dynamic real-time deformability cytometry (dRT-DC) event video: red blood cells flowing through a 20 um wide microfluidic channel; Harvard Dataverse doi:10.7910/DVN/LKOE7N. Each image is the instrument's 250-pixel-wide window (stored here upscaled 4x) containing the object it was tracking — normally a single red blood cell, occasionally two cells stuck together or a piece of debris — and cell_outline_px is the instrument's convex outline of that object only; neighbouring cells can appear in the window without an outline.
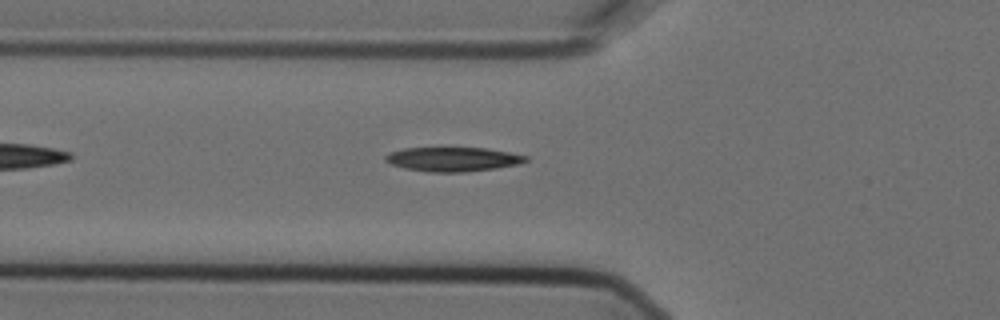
{"species": "Egyptian fruit bat (a non-hibernating species)", "species_latin": "Rousettus aegyptiacus", "temperature_condition": "cold", "stored_images_in_passage": 2, "camera_frame_rate_fps": 3000, "um_per_image_px": 0.085, "animal": {"sex": "female"}, "frame": {"image": 1, "passage_image": 2, "time_ms": 0.333, "image_size_px": [1000, 320], "cell_outline_px": [[528, 160], [520, 164], [496, 168], [464, 172], [428, 172], [404, 168], [392, 164], [384, 160], [384, 156], [388, 152], [404, 148], [484, 148], [508, 152], [528, 156]], "centroid_in_image_um": [38.47, 13.54], "position_along_channel_um": 87.3, "area_um2": 19.83}}